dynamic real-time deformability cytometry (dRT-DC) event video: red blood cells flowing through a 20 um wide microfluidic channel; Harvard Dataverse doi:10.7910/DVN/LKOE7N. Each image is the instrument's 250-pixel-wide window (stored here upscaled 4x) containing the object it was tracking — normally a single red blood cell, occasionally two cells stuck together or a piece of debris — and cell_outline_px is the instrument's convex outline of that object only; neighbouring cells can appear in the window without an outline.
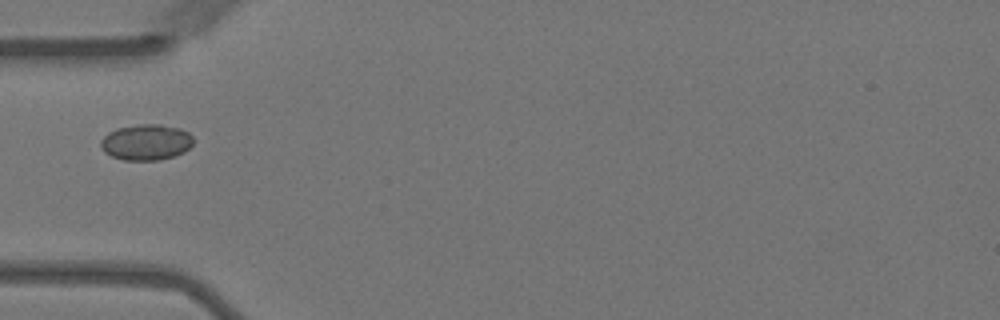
{"species": "Egyptian fruit bat (a non-hibernating species)", "species_latin": "Rousettus aegyptiacus", "temperature_condition": "warm", "stored_images_in_passage": 20, "camera_frame_rate_fps": 3000, "um_per_image_px": 0.085, "animal": {"sex": "female"}, "frame": {"image": 1, "passage_image": 1, "time_ms": 0.0, "image_size_px": [1000, 320], "cell_outline_px": [[192, 144], [184, 152], [172, 156], [156, 160], [124, 160], [112, 156], [104, 152], [100, 144], [100, 140], [108, 132], [116, 128], [136, 124], [160, 124], [180, 128], [188, 132], [192, 136]], "centroid_in_image_um": [12.4, 12.07], "position_along_channel_um": 72.6, "area_um2": 19.36}}
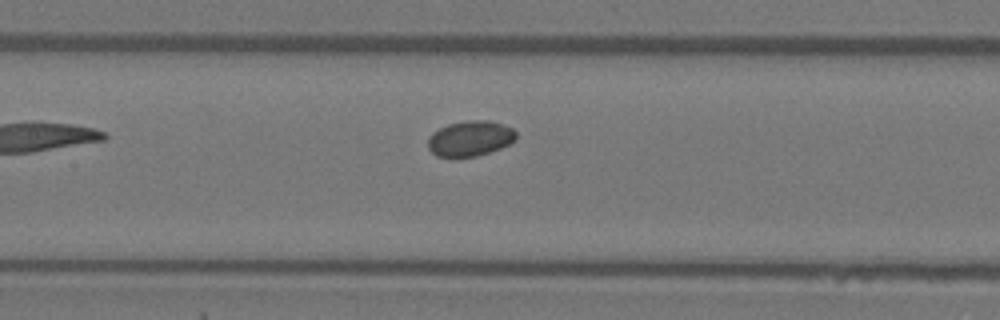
{"frame": {"image": 2, "passage_image": 9, "time_ms": 2.667, "image_size_px": [1000, 320], "cell_outline_px": [[516, 140], [500, 148], [476, 156], [436, 156], [428, 148], [428, 136], [432, 132], [448, 124], [464, 120], [488, 120], [512, 128], [516, 132]], "centroid_in_image_um": [39.94, 11.75], "position_along_channel_um": 167.5, "area_um2": 18.03}}
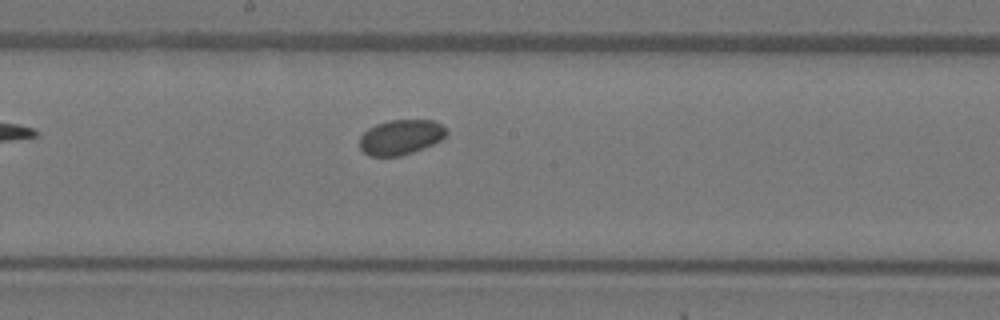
{"frame": {"image": 3, "passage_image": 13, "time_ms": 4.0, "image_size_px": [1000, 320], "cell_outline_px": [[448, 132], [440, 140], [424, 148], [400, 156], [368, 156], [360, 148], [360, 136], [368, 128], [376, 124], [388, 120], [432, 120], [444, 124]], "centroid_in_image_um": [34.06, 11.65], "position_along_channel_um": 214.1, "area_um2": 17.8}}